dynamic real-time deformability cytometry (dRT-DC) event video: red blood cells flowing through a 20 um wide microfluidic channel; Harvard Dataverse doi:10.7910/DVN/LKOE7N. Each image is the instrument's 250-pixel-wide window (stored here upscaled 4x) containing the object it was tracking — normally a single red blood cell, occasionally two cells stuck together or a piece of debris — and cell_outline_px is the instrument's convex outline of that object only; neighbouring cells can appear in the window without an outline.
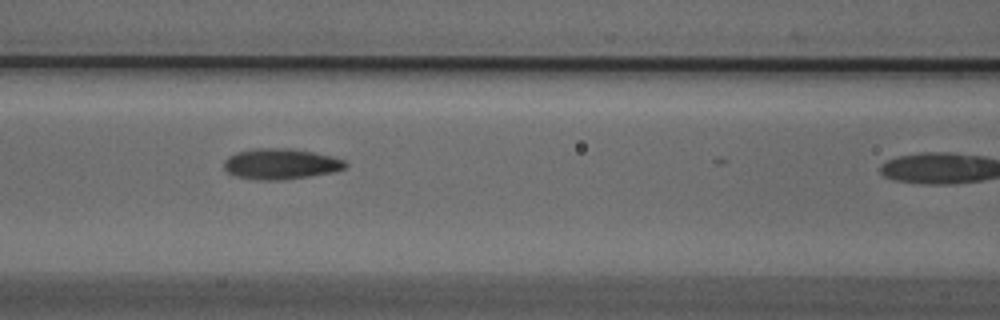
{"species": "Egyptian fruit bat (a non-hibernating species)", "species_latin": "Rousettus aegyptiacus", "temperature_condition": "cold", "stored_images_in_passage": 14, "camera_frame_rate_fps": 3000, "um_per_image_px": 0.085, "animal": {"sex": "male"}, "frame": {"image": 1, "passage_image": 10, "time_ms": 3.0, "image_size_px": [1000, 320], "cell_outline_px": [[348, 164], [344, 168], [332, 172], [308, 176], [276, 180], [260, 180], [236, 176], [228, 172], [224, 168], [224, 160], [228, 156], [236, 152], [252, 148], [292, 148], [332, 156], [344, 160]], "centroid_in_image_um": [23.83, 13.91], "position_along_channel_um": 142.8, "area_um2": 21.62}}